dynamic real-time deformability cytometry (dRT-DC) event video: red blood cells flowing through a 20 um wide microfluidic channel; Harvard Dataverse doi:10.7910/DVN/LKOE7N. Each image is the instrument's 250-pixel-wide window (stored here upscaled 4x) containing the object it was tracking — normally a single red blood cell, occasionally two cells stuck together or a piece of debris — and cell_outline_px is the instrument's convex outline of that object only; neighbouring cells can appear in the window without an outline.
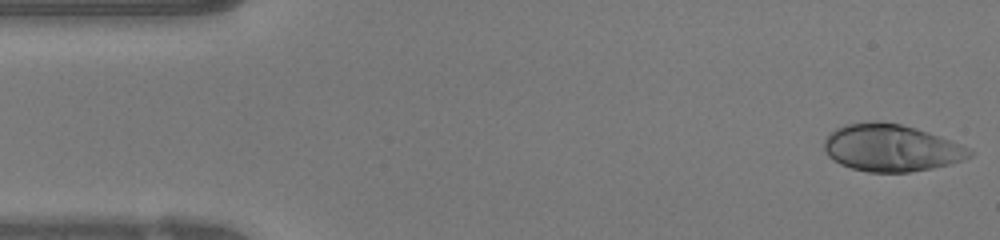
{"species": "human", "species_latin": "Homo sapiens", "temperature_condition": "warm", "stored_images_in_passage": 48, "camera_frame_rate_fps": 3000, "um_per_image_px": 0.085, "donor": {"sex": "female"}, "frame": {"image": 1, "passage_image": 1, "time_ms": 0.0, "image_size_px": [1000, 240], "cell_outline_px": [[972, 156], [964, 160], [932, 168], [908, 172], [868, 172], [852, 168], [840, 164], [828, 156], [824, 148], [824, 140], [836, 128], [844, 124], [872, 120], [876, 120], [900, 124], [916, 128], [940, 136], [960, 144], [968, 148], [972, 152]], "centroid_in_image_um": [75.73, 12.56], "position_along_channel_um": 9.3, "area_um2": 39.88}}
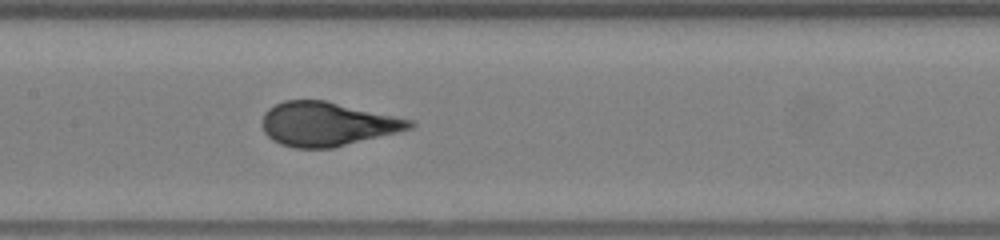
{"frame": {"image": 2, "passage_image": 22, "time_ms": 7.0, "image_size_px": [1000, 240], "cell_outline_px": [[416, 124], [412, 128], [332, 148], [292, 148], [280, 144], [272, 140], [264, 132], [264, 112], [268, 108], [284, 100], [324, 100], [412, 120]], "centroid_in_image_um": [27.78, 10.54], "position_along_channel_um": 179.6, "area_um2": 37.34}}
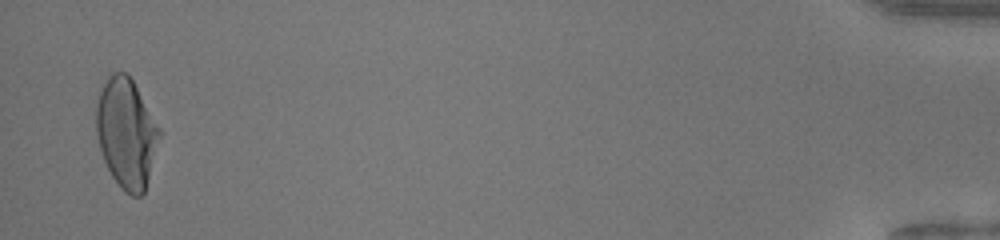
{"frame": {"image": 3, "passage_image": 47, "time_ms": 15.333, "image_size_px": [1000, 240], "cell_outline_px": [[164, 132], [144, 192], [140, 196], [132, 196], [124, 192], [120, 188], [112, 176], [104, 160], [96, 136], [96, 104], [100, 88], [108, 76], [112, 72], [124, 72], [132, 80]], "centroid_in_image_um": [10.77, 11.32], "position_along_channel_um": 424.4, "area_um2": 41.04}, "authors_computed_cell_mechanics": {"area_um2": 38.1769, "velocity_mm_per_s": 4.1038, "shape_relaxation_time_tau1_ms": 7.7516, "shape_relaxation_time_tau2_ms": null, "deformation_change_tau1": 0.3505, "deformation_change_tau2": null}}